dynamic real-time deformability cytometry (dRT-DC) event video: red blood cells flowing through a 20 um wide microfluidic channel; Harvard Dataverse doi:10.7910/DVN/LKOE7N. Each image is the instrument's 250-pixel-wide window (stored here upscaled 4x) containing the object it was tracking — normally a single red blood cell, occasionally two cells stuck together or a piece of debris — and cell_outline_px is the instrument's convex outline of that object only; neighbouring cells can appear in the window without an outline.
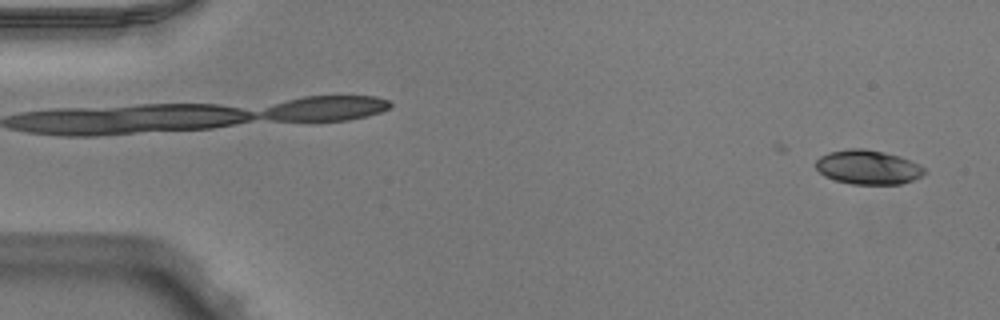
{"species": "Egyptian fruit bat (a non-hibernating species)", "species_latin": "Rousettus aegyptiacus", "temperature_condition": "warm", "stored_images_in_passage": 22, "camera_frame_rate_fps": 3000, "um_per_image_px": 0.085, "animal": {"sex": "male"}, "frame": {"image": 1, "passage_image": 2, "time_ms": 0.333, "image_size_px": [1000, 320], "cell_outline_px": [[924, 172], [920, 176], [912, 180], [900, 184], [852, 184], [836, 180], [824, 176], [816, 168], [816, 160], [820, 156], [828, 152], [848, 148], [864, 148], [884, 152], [900, 156], [920, 164], [924, 168]], "centroid_in_image_um": [73.75, 14.2], "position_along_channel_um": 11.2, "area_um2": 21.68}}
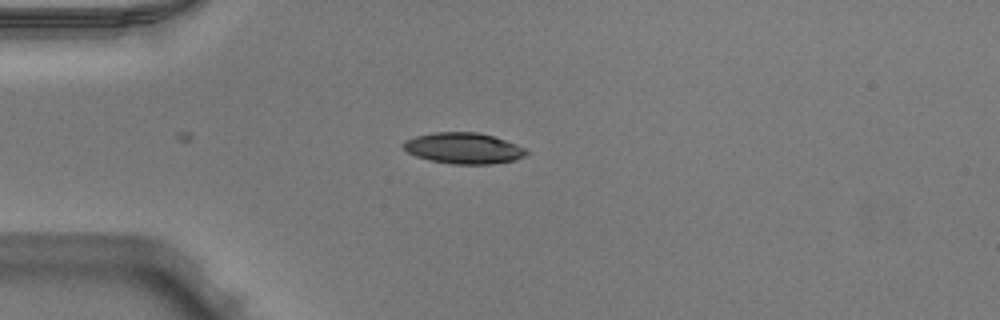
{"frame": {"image": 2, "passage_image": 13, "time_ms": 4.0, "image_size_px": [1000, 320], "cell_outline_px": [[528, 152], [524, 156], [516, 160], [492, 164], [452, 164], [428, 160], [416, 156], [408, 152], [400, 144], [404, 140], [416, 136], [436, 132], [480, 132], [528, 148]], "centroid_in_image_um": [39.4, 12.6], "position_along_channel_um": 45.6, "area_um2": 22.37}}
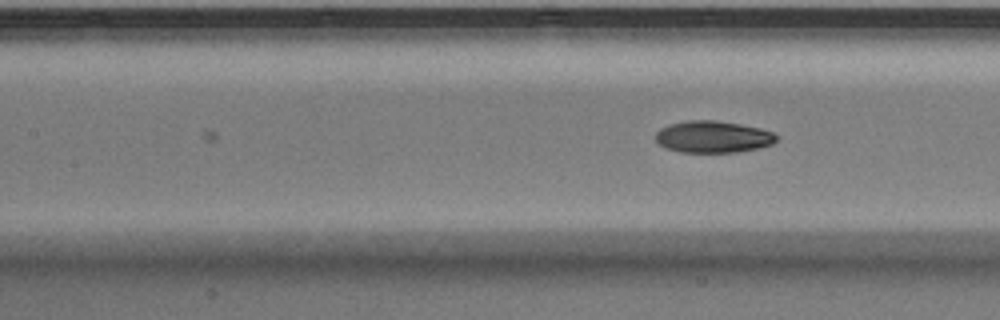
{"frame": {"image": 3, "passage_image": 22, "time_ms": 7.0, "image_size_px": [1000, 320], "cell_outline_px": [[780, 136], [772, 144], [760, 148], [736, 152], [680, 152], [664, 148], [656, 140], [656, 132], [660, 128], [668, 124], [688, 120], [716, 120], [740, 124], [760, 128], [772, 132]], "centroid_in_image_um": [60.6, 11.63], "position_along_channel_um": 146.8, "area_um2": 22.6}}